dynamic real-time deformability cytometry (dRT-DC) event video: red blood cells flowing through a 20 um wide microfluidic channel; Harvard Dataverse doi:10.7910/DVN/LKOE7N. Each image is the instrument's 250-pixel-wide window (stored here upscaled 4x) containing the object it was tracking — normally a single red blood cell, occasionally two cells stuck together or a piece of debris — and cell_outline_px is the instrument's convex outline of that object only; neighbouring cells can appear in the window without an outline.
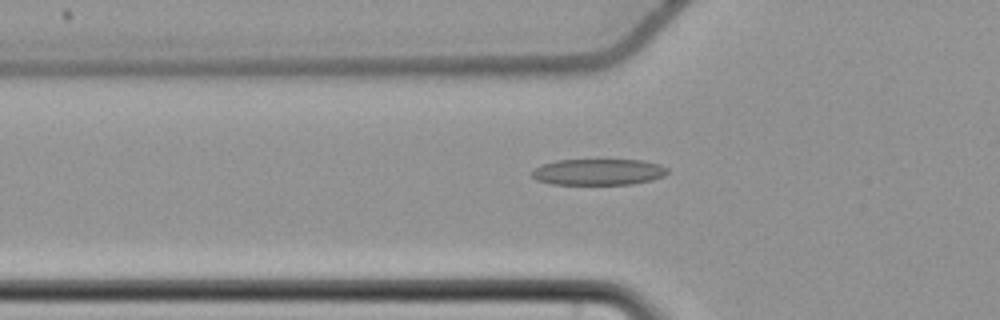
{"species": "common noctule bat (a hibernating species)", "species_latin": "Nyctalus noctula", "temperature_condition": "cold", "stored_images_in_passage": 56, "camera_frame_rate_fps": 3000, "um_per_image_px": 0.085, "animal": {"sex": "female", "body_mass_g": 22.7, "forearm_length_mm": 54.2}, "frame": {"image": 1, "passage_image": 20, "time_ms": 6.333, "image_size_px": [1000, 320], "cell_outline_px": [[668, 172], [664, 176], [652, 180], [632, 184], [548, 184], [536, 180], [532, 176], [532, 172], [540, 164], [556, 160], [640, 160], [660, 164], [668, 168]], "centroid_in_image_um": [50.85, 14.62], "position_along_channel_um": 74.9, "area_um2": 20.81}}
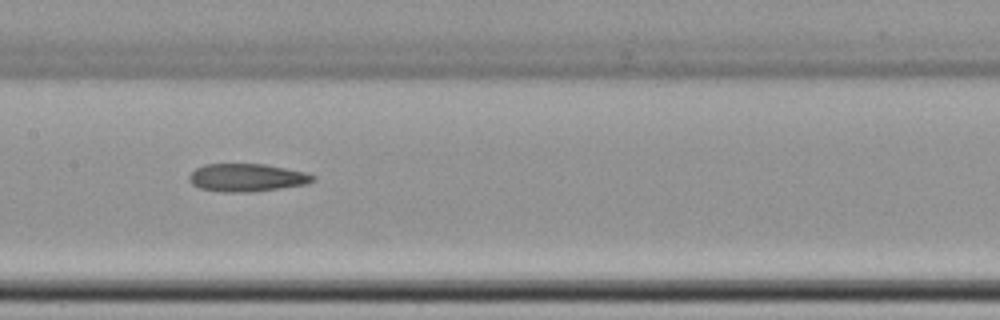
{"frame": {"image": 2, "passage_image": 29, "time_ms": 9.333, "image_size_px": [1000, 320], "cell_outline_px": [[316, 180], [304, 184], [280, 188], [252, 192], [220, 192], [200, 188], [192, 184], [188, 180], [188, 176], [196, 168], [204, 164], [264, 164], [304, 172], [316, 176]], "centroid_in_image_um": [20.95, 15.1], "position_along_channel_um": 186.5, "area_um2": 20.06}}
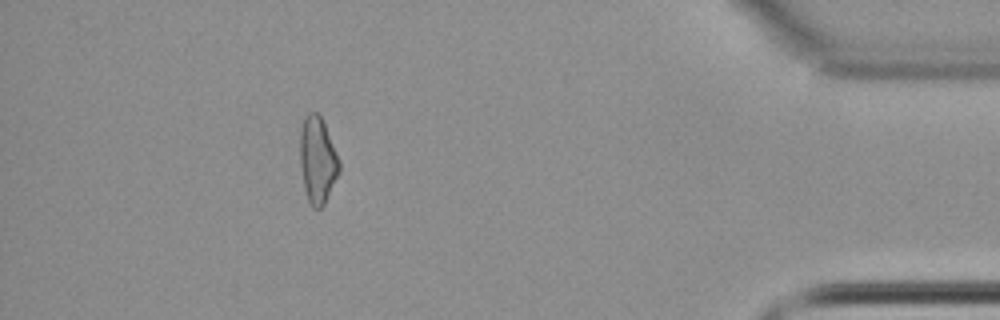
{"frame": {"image": 3, "passage_image": 51, "time_ms": 16.667, "image_size_px": [1000, 320], "cell_outline_px": [[340, 172], [324, 204], [320, 208], [312, 208], [308, 200], [304, 188], [300, 164], [300, 128], [304, 116], [308, 112], [316, 112], [320, 116], [324, 124], [340, 160]], "centroid_in_image_um": [26.98, 13.6], "position_along_channel_um": 408.2, "area_um2": 19.83}}